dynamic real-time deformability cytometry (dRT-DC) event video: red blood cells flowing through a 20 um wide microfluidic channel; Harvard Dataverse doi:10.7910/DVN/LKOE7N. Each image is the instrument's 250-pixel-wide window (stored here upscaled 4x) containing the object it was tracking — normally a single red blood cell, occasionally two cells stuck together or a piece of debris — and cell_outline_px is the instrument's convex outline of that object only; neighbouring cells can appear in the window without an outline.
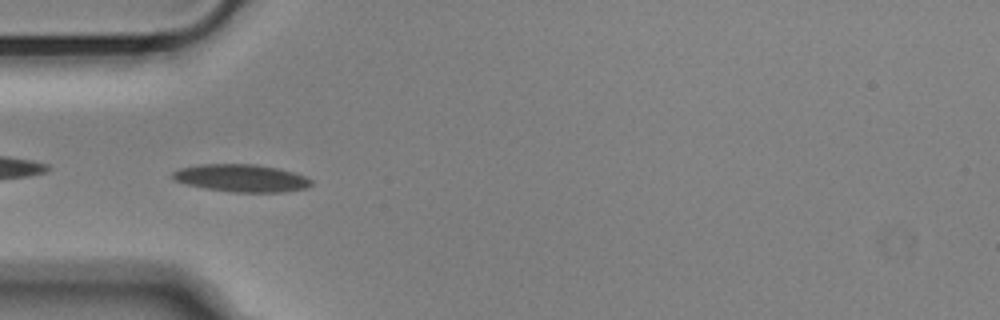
{"species": "Egyptian fruit bat (a non-hibernating species)", "species_latin": "Rousettus aegyptiacus", "temperature_condition": "cold", "stored_images_in_passage": 29, "camera_frame_rate_fps": 3000, "um_per_image_px": 0.085, "animal": {"sex": "male"}, "frame": {"image": 1, "passage_image": 2, "time_ms": 0.333, "image_size_px": [1000, 320], "cell_outline_px": [[312, 184], [308, 188], [280, 192], [232, 192], [204, 188], [172, 180], [172, 172], [180, 168], [200, 164], [256, 164], [280, 168], [304, 176], [312, 180]], "centroid_in_image_um": [20.51, 15.13], "position_along_channel_um": 64.5, "area_um2": 22.31}}
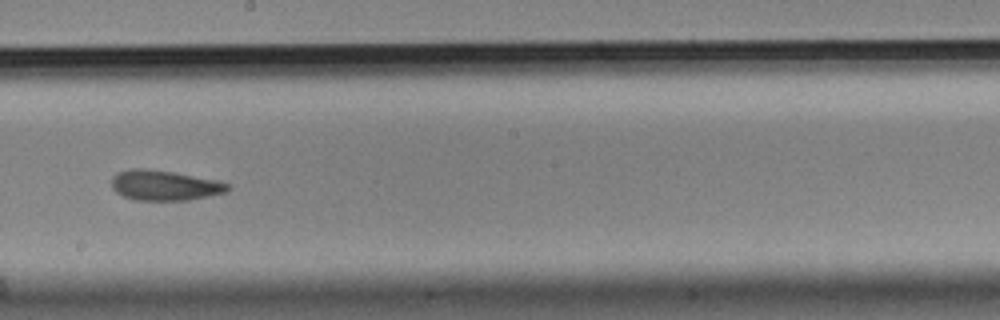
{"frame": {"image": 2, "passage_image": 16, "time_ms": 5.0, "image_size_px": [1000, 320], "cell_outline_px": [[232, 188], [228, 192], [188, 200], [136, 200], [124, 196], [116, 192], [112, 188], [112, 176], [116, 172], [132, 168], [144, 168], [172, 172], [216, 180], [228, 184]], "centroid_in_image_um": [13.98, 15.75], "position_along_channel_um": 234.2, "area_um2": 20.4}}
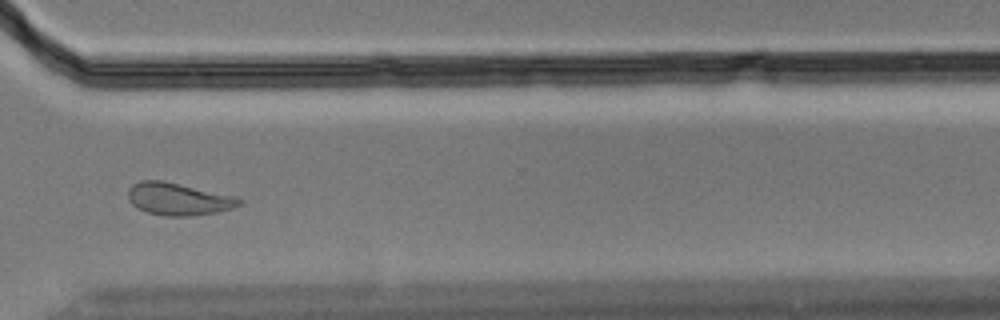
{"frame": {"image": 3, "passage_image": 26, "time_ms": 8.333, "image_size_px": [1000, 320], "cell_outline_px": [[240, 204], [232, 208], [216, 212], [188, 216], [164, 216], [148, 212], [136, 208], [128, 200], [128, 188], [132, 184], [140, 180], [160, 180], [232, 196], [240, 200]], "centroid_in_image_um": [15.06, 16.92], "position_along_channel_um": 355.5, "area_um2": 20.52}, "authors_computed_cell_mechanics": {"area_um2": 20.4034, "velocity_mm_per_s": 3.64, "shape_relaxation_time_tau1_ms": 9.1637, "shape_relaxation_time_tau2_ms": 3.564, "deformation_change_tau1": 0.1635, "deformation_change_tau2": 0.1007}}